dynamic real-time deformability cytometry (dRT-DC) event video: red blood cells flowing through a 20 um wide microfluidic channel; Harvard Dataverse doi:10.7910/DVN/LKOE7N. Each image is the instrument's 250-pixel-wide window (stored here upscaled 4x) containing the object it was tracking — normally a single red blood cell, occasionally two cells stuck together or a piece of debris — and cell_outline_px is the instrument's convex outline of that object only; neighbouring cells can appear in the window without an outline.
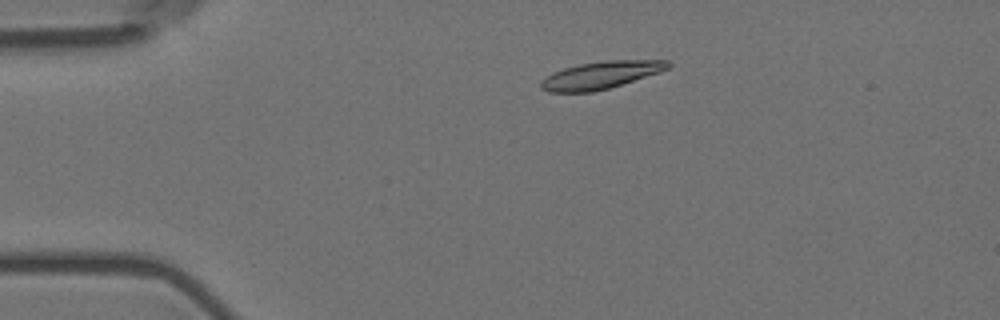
{"species": "Egyptian fruit bat (a non-hibernating species)", "species_latin": "Rousettus aegyptiacus", "temperature_condition": "room temperature", "stored_images_in_passage": 10, "camera_frame_rate_fps": 3000, "um_per_image_px": 0.085, "animal": {"sex": "female"}, "frame": {"image": 1, "passage_image": 2, "time_ms": 0.333, "image_size_px": [1000, 320], "cell_outline_px": [[672, 64], [668, 68], [660, 72], [608, 88], [592, 92], [548, 92], [540, 88], [540, 80], [552, 72], [564, 68], [580, 64], [608, 60], [668, 60]], "centroid_in_image_um": [51.03, 6.38], "position_along_channel_um": 34.0, "area_um2": 20.23}}
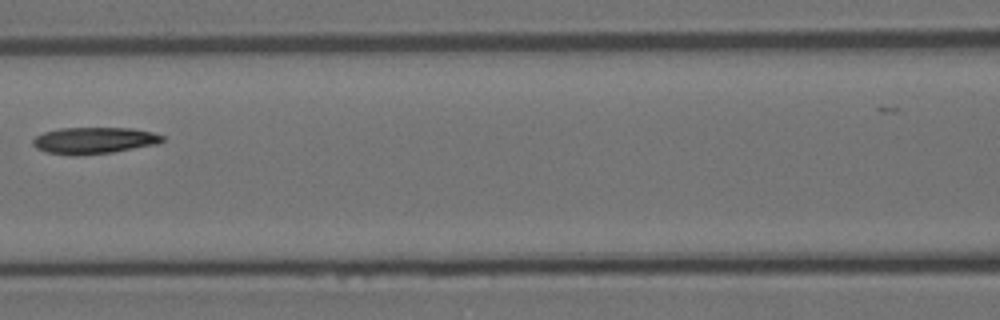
{"frame": {"image": 2, "passage_image": 6, "time_ms": 1.667, "image_size_px": [1000, 320], "cell_outline_px": [[164, 140], [156, 144], [112, 152], [76, 156], [48, 152], [36, 148], [32, 144], [32, 140], [36, 136], [44, 132], [60, 128], [132, 128], [152, 132], [164, 136]], "centroid_in_image_um": [7.98, 11.94], "position_along_channel_um": 158.6, "area_um2": 19.94}}
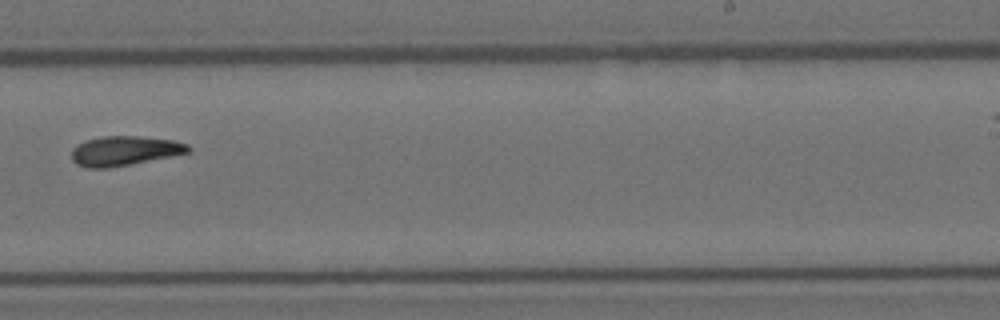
{"frame": {"image": 3, "passage_image": 9, "time_ms": 2.667, "image_size_px": [1000, 320], "cell_outline_px": [[192, 152], [108, 168], [88, 168], [76, 164], [72, 160], [72, 148], [76, 144], [84, 140], [104, 136], [140, 136], [172, 140], [188, 144], [192, 148]], "centroid_in_image_um": [10.57, 12.81], "position_along_channel_um": 278.4, "area_um2": 20.17}}